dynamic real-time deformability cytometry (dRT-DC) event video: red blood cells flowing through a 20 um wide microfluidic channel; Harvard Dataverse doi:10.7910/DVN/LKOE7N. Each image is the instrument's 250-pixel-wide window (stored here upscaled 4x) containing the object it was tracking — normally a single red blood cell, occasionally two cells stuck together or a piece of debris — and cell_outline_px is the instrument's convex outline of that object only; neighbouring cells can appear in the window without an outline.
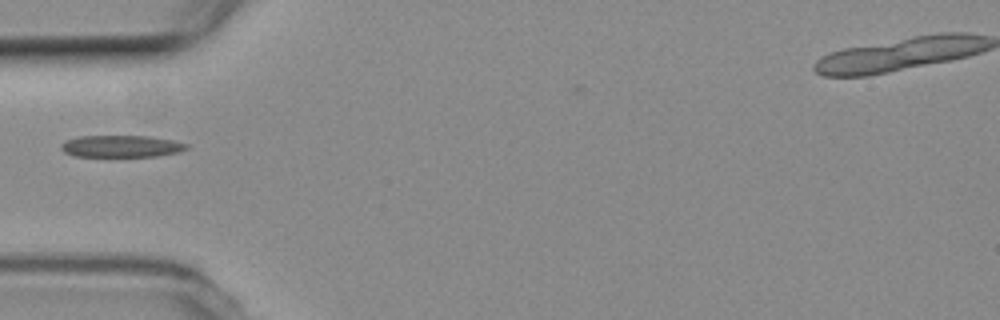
{"species": "common noctule bat (a hibernating species)", "species_latin": "Nyctalus noctula", "temperature_condition": "room temperature", "stored_images_in_passage": 11, "camera_frame_rate_fps": 3000, "um_per_image_px": 0.085, "animal": {"sex": "female", "body_mass_g": 19.3, "forearm_length_mm": 54.1}, "frame": {"image": 1, "passage_image": 1, "time_ms": 0.0, "image_size_px": [1000, 320], "cell_outline_px": [[188, 148], [180, 152], [156, 156], [72, 156], [64, 152], [60, 148], [60, 144], [64, 140], [80, 136], [148, 136], [172, 140], [188, 144]], "centroid_in_image_um": [10.28, 12.43], "position_along_channel_um": 74.7, "area_um2": 16.07}}
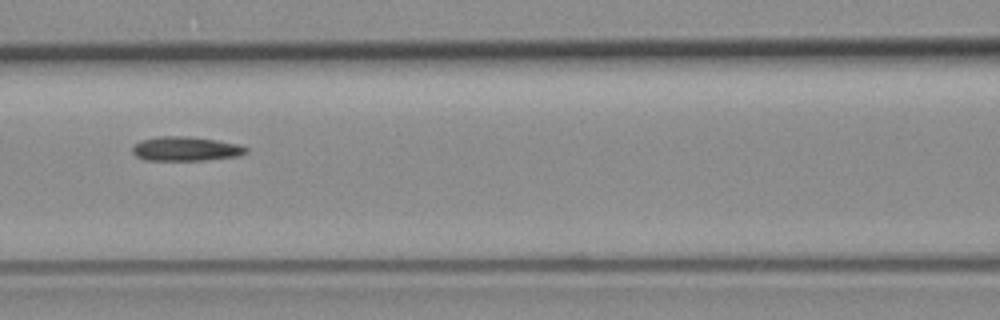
{"frame": {"image": 2, "passage_image": 7, "time_ms": 2.0, "image_size_px": [1000, 320], "cell_outline_px": [[248, 152], [240, 156], [204, 160], [144, 160], [136, 156], [132, 152], [132, 148], [140, 140], [160, 136], [180, 136], [216, 140], [240, 144], [248, 148]], "centroid_in_image_um": [15.81, 12.65], "position_along_channel_um": 150.8, "area_um2": 16.07}}
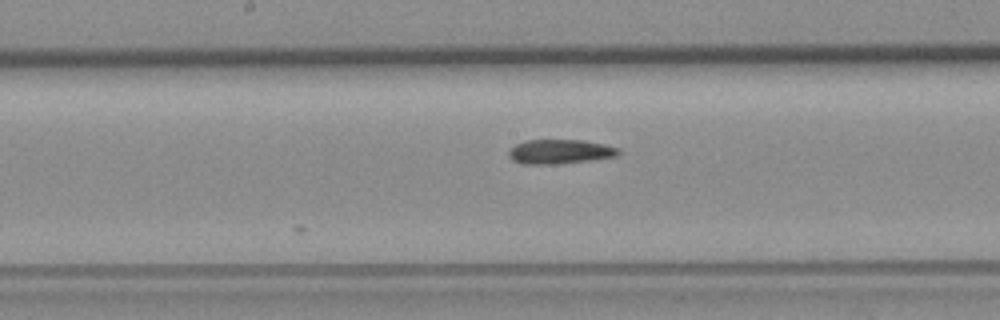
{"frame": {"image": 3, "passage_image": 11, "time_ms": 3.333, "image_size_px": [1000, 320], "cell_outline_px": [[620, 152], [616, 156], [588, 160], [556, 164], [520, 164], [512, 160], [508, 156], [508, 152], [516, 144], [524, 140], [584, 140], [604, 144], [620, 148]], "centroid_in_image_um": [47.57, 12.88], "position_along_channel_um": 200.6, "area_um2": 15.61}}